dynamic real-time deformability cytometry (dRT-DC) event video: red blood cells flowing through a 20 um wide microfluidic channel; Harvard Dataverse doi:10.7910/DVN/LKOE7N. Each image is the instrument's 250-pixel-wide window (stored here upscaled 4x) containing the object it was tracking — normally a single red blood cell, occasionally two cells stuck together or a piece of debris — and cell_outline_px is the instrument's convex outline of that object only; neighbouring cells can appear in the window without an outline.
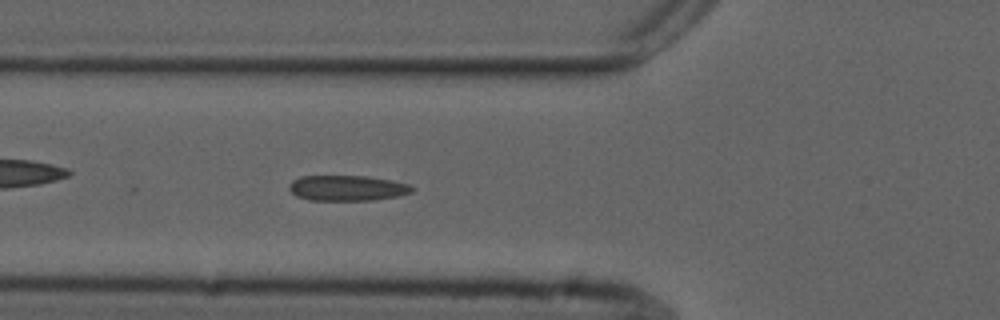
{"species": "common noctule bat (a hibernating species)", "species_latin": "Nyctalus noctula", "temperature_condition": "cold", "stored_images_in_passage": 55, "camera_frame_rate_fps": 3000, "um_per_image_px": 0.085, "animal": {"sex": "male", "forearm_length_mm": 52.5}, "frame": {"image": 1, "passage_image": 19, "time_ms": 6.0, "image_size_px": [1000, 320], "cell_outline_px": [[416, 188], [412, 192], [400, 196], [372, 200], [308, 200], [296, 196], [288, 188], [292, 180], [300, 176], [368, 176], [392, 180], [408, 184]], "centroid_in_image_um": [29.53, 15.98], "position_along_channel_um": 96.3, "area_um2": 18.38}}
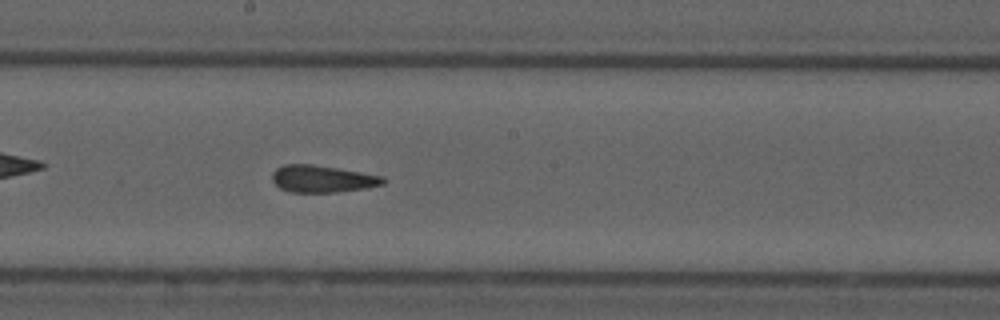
{"frame": {"image": 2, "passage_image": 29, "time_ms": 9.333, "image_size_px": [1000, 320], "cell_outline_px": [[388, 180], [384, 184], [368, 188], [336, 192], [292, 192], [280, 188], [272, 180], [272, 172], [276, 168], [284, 164], [312, 164], [384, 176]], "centroid_in_image_um": [27.43, 15.2], "position_along_channel_um": 220.8, "area_um2": 17.57}}
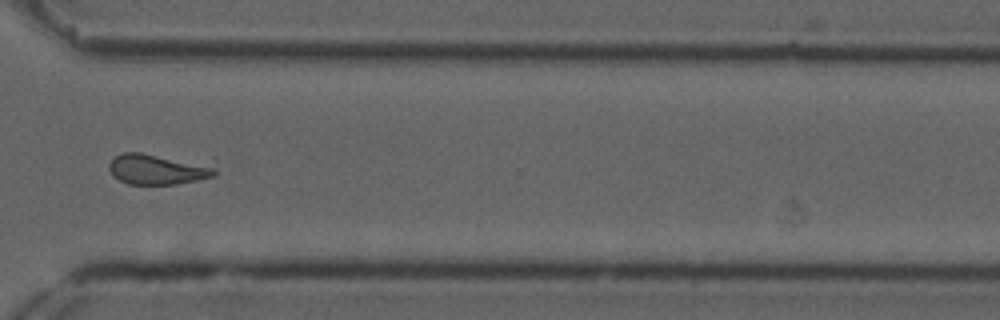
{"frame": {"image": 3, "passage_image": 40, "time_ms": 13.0, "image_size_px": [1000, 320], "cell_outline_px": [[216, 176], [176, 184], [128, 184], [112, 176], [108, 168], [108, 164], [116, 156], [124, 152], [140, 152], [212, 164], [216, 172]], "centroid_in_image_um": [13.39, 14.38], "position_along_channel_um": 357.2, "area_um2": 18.84}, "authors_computed_cell_mechanics": {"area_um2": 18.207, "velocity_mm_per_s": 3.7288, "shape_relaxation_time_tau1_ms": null, "shape_relaxation_time_tau2_ms": 1.9056, "deformation_change_tau1": null, "deformation_change_tau2": 0.0834}}